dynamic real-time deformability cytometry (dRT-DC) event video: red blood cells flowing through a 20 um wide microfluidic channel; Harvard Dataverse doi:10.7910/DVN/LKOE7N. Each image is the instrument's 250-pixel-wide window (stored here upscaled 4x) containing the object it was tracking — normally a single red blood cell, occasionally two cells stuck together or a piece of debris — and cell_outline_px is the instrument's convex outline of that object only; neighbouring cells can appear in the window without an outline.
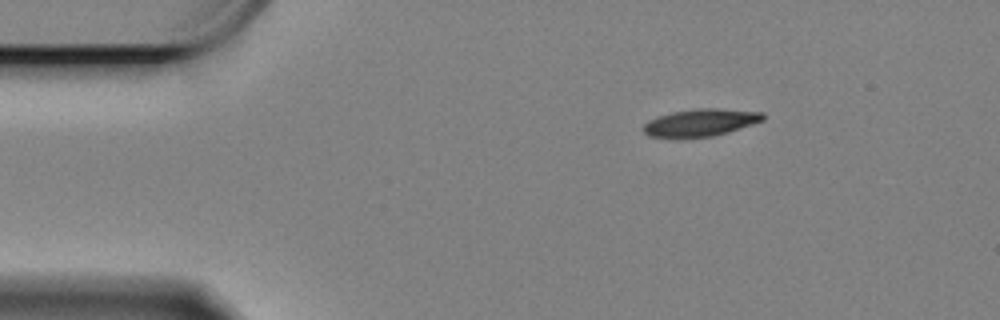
{"species": "Egyptian fruit bat (a non-hibernating species)", "species_latin": "Rousettus aegyptiacus", "temperature_condition": "cold", "stored_images_in_passage": 50, "camera_frame_rate_fps": 3000, "um_per_image_px": 0.085, "animal": {"sex": "female"}, "frame": {"image": 1, "passage_image": 1, "time_ms": 0.0, "image_size_px": [1000, 320], "cell_outline_px": [[764, 120], [728, 132], [712, 136], [648, 136], [644, 132], [644, 124], [648, 120], [672, 112], [700, 108], [716, 108], [764, 112]], "centroid_in_image_um": [59.59, 10.39], "position_along_channel_um": 25.4, "area_um2": 18.5}}
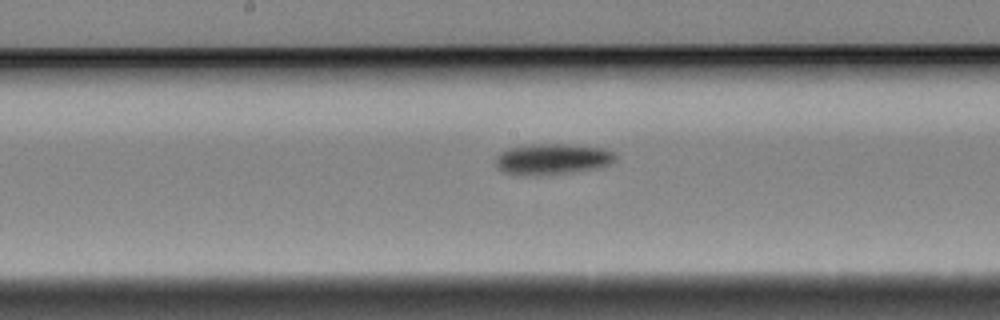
{"frame": {"image": 2, "passage_image": 22, "time_ms": 7.0, "image_size_px": [1000, 320], "cell_outline_px": [[616, 160], [600, 168], [568, 172], [504, 172], [496, 164], [496, 156], [500, 152], [508, 148], [528, 144], [568, 144], [604, 148], [616, 152]], "centroid_in_image_um": [47.05, 13.45], "position_along_channel_um": 201.2, "area_um2": 20.69}}
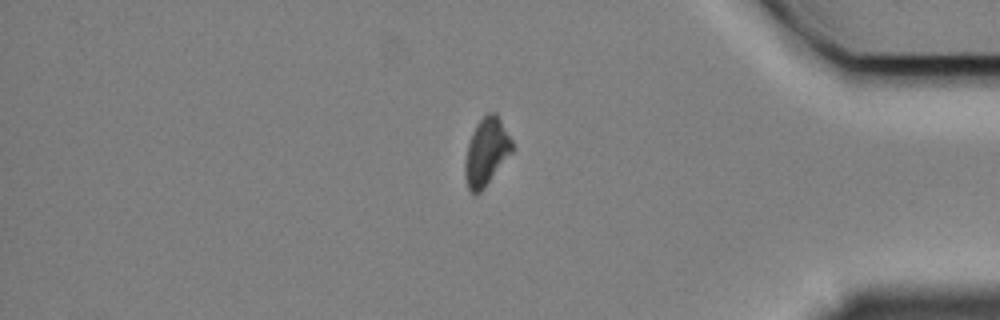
{"frame": {"image": 3, "passage_image": 42, "time_ms": 13.667, "image_size_px": [1000, 320], "cell_outline_px": [[512, 152], [484, 188], [480, 192], [472, 192], [468, 188], [464, 176], [464, 164], [468, 144], [472, 132], [476, 124], [488, 112], [496, 112], [512, 140]], "centroid_in_image_um": [41.33, 12.89], "position_along_channel_um": 393.9, "area_um2": 18.32}}